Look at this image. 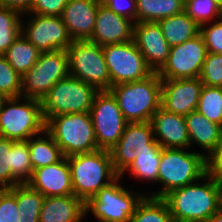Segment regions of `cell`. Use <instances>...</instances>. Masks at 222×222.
I'll return each mask as SVG.
<instances>
[{
    "instance_id": "6da1fadb",
    "label": "cell",
    "mask_w": 222,
    "mask_h": 222,
    "mask_svg": "<svg viewBox=\"0 0 222 222\" xmlns=\"http://www.w3.org/2000/svg\"><path fill=\"white\" fill-rule=\"evenodd\" d=\"M163 199L175 222H208L222 207V182L207 173L194 183L172 190Z\"/></svg>"
},
{
    "instance_id": "7a4b0ae2",
    "label": "cell",
    "mask_w": 222,
    "mask_h": 222,
    "mask_svg": "<svg viewBox=\"0 0 222 222\" xmlns=\"http://www.w3.org/2000/svg\"><path fill=\"white\" fill-rule=\"evenodd\" d=\"M73 195L86 202L101 188L108 186L120 175L115 171L108 150L76 154L67 157Z\"/></svg>"
},
{
    "instance_id": "3957f363",
    "label": "cell",
    "mask_w": 222,
    "mask_h": 222,
    "mask_svg": "<svg viewBox=\"0 0 222 222\" xmlns=\"http://www.w3.org/2000/svg\"><path fill=\"white\" fill-rule=\"evenodd\" d=\"M186 149L162 148L158 168V182L164 187L153 191L152 197L163 198L174 189L202 179L207 174V159L204 153Z\"/></svg>"
},
{
    "instance_id": "277c9868",
    "label": "cell",
    "mask_w": 222,
    "mask_h": 222,
    "mask_svg": "<svg viewBox=\"0 0 222 222\" xmlns=\"http://www.w3.org/2000/svg\"><path fill=\"white\" fill-rule=\"evenodd\" d=\"M128 123L151 121L161 107V78L153 72L143 80L122 83L109 90Z\"/></svg>"
},
{
    "instance_id": "5b68a950",
    "label": "cell",
    "mask_w": 222,
    "mask_h": 222,
    "mask_svg": "<svg viewBox=\"0 0 222 222\" xmlns=\"http://www.w3.org/2000/svg\"><path fill=\"white\" fill-rule=\"evenodd\" d=\"M45 130L53 137L65 157L98 150L89 112L51 117Z\"/></svg>"
},
{
    "instance_id": "8992f818",
    "label": "cell",
    "mask_w": 222,
    "mask_h": 222,
    "mask_svg": "<svg viewBox=\"0 0 222 222\" xmlns=\"http://www.w3.org/2000/svg\"><path fill=\"white\" fill-rule=\"evenodd\" d=\"M45 124L41 101L38 99L24 96L10 97L0 110L2 138L25 141L44 132Z\"/></svg>"
},
{
    "instance_id": "52a82bcc",
    "label": "cell",
    "mask_w": 222,
    "mask_h": 222,
    "mask_svg": "<svg viewBox=\"0 0 222 222\" xmlns=\"http://www.w3.org/2000/svg\"><path fill=\"white\" fill-rule=\"evenodd\" d=\"M99 90L78 78L61 79L41 100L45 123L54 116L89 112Z\"/></svg>"
},
{
    "instance_id": "ba28073f",
    "label": "cell",
    "mask_w": 222,
    "mask_h": 222,
    "mask_svg": "<svg viewBox=\"0 0 222 222\" xmlns=\"http://www.w3.org/2000/svg\"><path fill=\"white\" fill-rule=\"evenodd\" d=\"M121 176L101 188L85 202V215L91 210L95 219L107 222H129L146 193L130 192L120 185Z\"/></svg>"
},
{
    "instance_id": "9c48e42d",
    "label": "cell",
    "mask_w": 222,
    "mask_h": 222,
    "mask_svg": "<svg viewBox=\"0 0 222 222\" xmlns=\"http://www.w3.org/2000/svg\"><path fill=\"white\" fill-rule=\"evenodd\" d=\"M70 76L99 91L111 89V79L102 46L89 40H74L66 50Z\"/></svg>"
},
{
    "instance_id": "30bf717a",
    "label": "cell",
    "mask_w": 222,
    "mask_h": 222,
    "mask_svg": "<svg viewBox=\"0 0 222 222\" xmlns=\"http://www.w3.org/2000/svg\"><path fill=\"white\" fill-rule=\"evenodd\" d=\"M69 75L65 50L40 53L35 65L22 76V96L41 101L55 83Z\"/></svg>"
},
{
    "instance_id": "8fae6325",
    "label": "cell",
    "mask_w": 222,
    "mask_h": 222,
    "mask_svg": "<svg viewBox=\"0 0 222 222\" xmlns=\"http://www.w3.org/2000/svg\"><path fill=\"white\" fill-rule=\"evenodd\" d=\"M98 150L110 151L121 138L126 124L117 100L109 90L99 91L89 111Z\"/></svg>"
},
{
    "instance_id": "7c38bea8",
    "label": "cell",
    "mask_w": 222,
    "mask_h": 222,
    "mask_svg": "<svg viewBox=\"0 0 222 222\" xmlns=\"http://www.w3.org/2000/svg\"><path fill=\"white\" fill-rule=\"evenodd\" d=\"M102 48L110 74L111 87L143 80L153 73L134 41L107 44Z\"/></svg>"
},
{
    "instance_id": "4fadbf2b",
    "label": "cell",
    "mask_w": 222,
    "mask_h": 222,
    "mask_svg": "<svg viewBox=\"0 0 222 222\" xmlns=\"http://www.w3.org/2000/svg\"><path fill=\"white\" fill-rule=\"evenodd\" d=\"M207 54L201 34L173 47L166 64L158 72L161 79H191L200 76Z\"/></svg>"
},
{
    "instance_id": "5bb4252c",
    "label": "cell",
    "mask_w": 222,
    "mask_h": 222,
    "mask_svg": "<svg viewBox=\"0 0 222 222\" xmlns=\"http://www.w3.org/2000/svg\"><path fill=\"white\" fill-rule=\"evenodd\" d=\"M32 15L25 25L24 21L21 22L23 36L41 53L55 50L66 51L73 40L61 16Z\"/></svg>"
},
{
    "instance_id": "9a60e30c",
    "label": "cell",
    "mask_w": 222,
    "mask_h": 222,
    "mask_svg": "<svg viewBox=\"0 0 222 222\" xmlns=\"http://www.w3.org/2000/svg\"><path fill=\"white\" fill-rule=\"evenodd\" d=\"M155 142L150 121L127 123L121 138L109 151L115 171L121 175L142 149L150 148Z\"/></svg>"
},
{
    "instance_id": "2e32d148",
    "label": "cell",
    "mask_w": 222,
    "mask_h": 222,
    "mask_svg": "<svg viewBox=\"0 0 222 222\" xmlns=\"http://www.w3.org/2000/svg\"><path fill=\"white\" fill-rule=\"evenodd\" d=\"M203 83L191 79H161V107L168 112L186 116L196 111Z\"/></svg>"
},
{
    "instance_id": "e0dca14e",
    "label": "cell",
    "mask_w": 222,
    "mask_h": 222,
    "mask_svg": "<svg viewBox=\"0 0 222 222\" xmlns=\"http://www.w3.org/2000/svg\"><path fill=\"white\" fill-rule=\"evenodd\" d=\"M133 41L143 54L148 67L153 72H159L168 60L170 46L158 22L135 23Z\"/></svg>"
},
{
    "instance_id": "ac0fdd59",
    "label": "cell",
    "mask_w": 222,
    "mask_h": 222,
    "mask_svg": "<svg viewBox=\"0 0 222 222\" xmlns=\"http://www.w3.org/2000/svg\"><path fill=\"white\" fill-rule=\"evenodd\" d=\"M135 22L116 14L102 3L98 6L95 29L89 39L100 46L133 41Z\"/></svg>"
},
{
    "instance_id": "d6986e66",
    "label": "cell",
    "mask_w": 222,
    "mask_h": 222,
    "mask_svg": "<svg viewBox=\"0 0 222 222\" xmlns=\"http://www.w3.org/2000/svg\"><path fill=\"white\" fill-rule=\"evenodd\" d=\"M44 197L73 195L72 179L67 157L59 162L33 170L27 183Z\"/></svg>"
},
{
    "instance_id": "ffe728a7",
    "label": "cell",
    "mask_w": 222,
    "mask_h": 222,
    "mask_svg": "<svg viewBox=\"0 0 222 222\" xmlns=\"http://www.w3.org/2000/svg\"><path fill=\"white\" fill-rule=\"evenodd\" d=\"M100 4L101 0H68L61 18L73 41L91 38Z\"/></svg>"
},
{
    "instance_id": "44dd1931",
    "label": "cell",
    "mask_w": 222,
    "mask_h": 222,
    "mask_svg": "<svg viewBox=\"0 0 222 222\" xmlns=\"http://www.w3.org/2000/svg\"><path fill=\"white\" fill-rule=\"evenodd\" d=\"M150 122L154 138L162 148L190 149L184 116L168 112L160 107L153 114Z\"/></svg>"
},
{
    "instance_id": "7402d4cb",
    "label": "cell",
    "mask_w": 222,
    "mask_h": 222,
    "mask_svg": "<svg viewBox=\"0 0 222 222\" xmlns=\"http://www.w3.org/2000/svg\"><path fill=\"white\" fill-rule=\"evenodd\" d=\"M85 202L74 195L45 197L39 222H82Z\"/></svg>"
},
{
    "instance_id": "603a6c76",
    "label": "cell",
    "mask_w": 222,
    "mask_h": 222,
    "mask_svg": "<svg viewBox=\"0 0 222 222\" xmlns=\"http://www.w3.org/2000/svg\"><path fill=\"white\" fill-rule=\"evenodd\" d=\"M187 126L190 147L197 144L203 148L204 155L208 157L215 149L222 133V126L208 120L197 111L184 116ZM195 143V144H194ZM193 144V145H192Z\"/></svg>"
},
{
    "instance_id": "cb8c5ba5",
    "label": "cell",
    "mask_w": 222,
    "mask_h": 222,
    "mask_svg": "<svg viewBox=\"0 0 222 222\" xmlns=\"http://www.w3.org/2000/svg\"><path fill=\"white\" fill-rule=\"evenodd\" d=\"M170 47L179 45L200 34L198 25L185 11L158 21Z\"/></svg>"
},
{
    "instance_id": "d4e9b609",
    "label": "cell",
    "mask_w": 222,
    "mask_h": 222,
    "mask_svg": "<svg viewBox=\"0 0 222 222\" xmlns=\"http://www.w3.org/2000/svg\"><path fill=\"white\" fill-rule=\"evenodd\" d=\"M27 141L33 170L59 162L64 157L60 147L46 130Z\"/></svg>"
},
{
    "instance_id": "484cf974",
    "label": "cell",
    "mask_w": 222,
    "mask_h": 222,
    "mask_svg": "<svg viewBox=\"0 0 222 222\" xmlns=\"http://www.w3.org/2000/svg\"><path fill=\"white\" fill-rule=\"evenodd\" d=\"M185 0H136V23L158 22L184 11Z\"/></svg>"
},
{
    "instance_id": "4316f807",
    "label": "cell",
    "mask_w": 222,
    "mask_h": 222,
    "mask_svg": "<svg viewBox=\"0 0 222 222\" xmlns=\"http://www.w3.org/2000/svg\"><path fill=\"white\" fill-rule=\"evenodd\" d=\"M40 51L22 33L3 54L12 68L23 76L38 61Z\"/></svg>"
},
{
    "instance_id": "83f0119b",
    "label": "cell",
    "mask_w": 222,
    "mask_h": 222,
    "mask_svg": "<svg viewBox=\"0 0 222 222\" xmlns=\"http://www.w3.org/2000/svg\"><path fill=\"white\" fill-rule=\"evenodd\" d=\"M162 147L155 142L150 148L142 149L139 156L134 162L120 175L121 177L127 171L139 181L146 180L150 182H158V168L160 164Z\"/></svg>"
},
{
    "instance_id": "f1b7e54d",
    "label": "cell",
    "mask_w": 222,
    "mask_h": 222,
    "mask_svg": "<svg viewBox=\"0 0 222 222\" xmlns=\"http://www.w3.org/2000/svg\"><path fill=\"white\" fill-rule=\"evenodd\" d=\"M129 222H175L163 198L145 195Z\"/></svg>"
},
{
    "instance_id": "f546056e",
    "label": "cell",
    "mask_w": 222,
    "mask_h": 222,
    "mask_svg": "<svg viewBox=\"0 0 222 222\" xmlns=\"http://www.w3.org/2000/svg\"><path fill=\"white\" fill-rule=\"evenodd\" d=\"M44 196L28 184L16 185V202L20 222H39Z\"/></svg>"
},
{
    "instance_id": "4dcf8cb0",
    "label": "cell",
    "mask_w": 222,
    "mask_h": 222,
    "mask_svg": "<svg viewBox=\"0 0 222 222\" xmlns=\"http://www.w3.org/2000/svg\"><path fill=\"white\" fill-rule=\"evenodd\" d=\"M33 175L28 141H14L12 145V187L27 184Z\"/></svg>"
},
{
    "instance_id": "1f68e13d",
    "label": "cell",
    "mask_w": 222,
    "mask_h": 222,
    "mask_svg": "<svg viewBox=\"0 0 222 222\" xmlns=\"http://www.w3.org/2000/svg\"><path fill=\"white\" fill-rule=\"evenodd\" d=\"M196 111L222 126V87L203 85Z\"/></svg>"
},
{
    "instance_id": "d6a6232c",
    "label": "cell",
    "mask_w": 222,
    "mask_h": 222,
    "mask_svg": "<svg viewBox=\"0 0 222 222\" xmlns=\"http://www.w3.org/2000/svg\"><path fill=\"white\" fill-rule=\"evenodd\" d=\"M20 16V17H19ZM21 14L0 6V55H3L21 33Z\"/></svg>"
},
{
    "instance_id": "836d02e7",
    "label": "cell",
    "mask_w": 222,
    "mask_h": 222,
    "mask_svg": "<svg viewBox=\"0 0 222 222\" xmlns=\"http://www.w3.org/2000/svg\"><path fill=\"white\" fill-rule=\"evenodd\" d=\"M184 11L200 26L222 18V9L214 0H185Z\"/></svg>"
},
{
    "instance_id": "e575fe53",
    "label": "cell",
    "mask_w": 222,
    "mask_h": 222,
    "mask_svg": "<svg viewBox=\"0 0 222 222\" xmlns=\"http://www.w3.org/2000/svg\"><path fill=\"white\" fill-rule=\"evenodd\" d=\"M0 92L7 98L22 96V76L0 55Z\"/></svg>"
},
{
    "instance_id": "d590c367",
    "label": "cell",
    "mask_w": 222,
    "mask_h": 222,
    "mask_svg": "<svg viewBox=\"0 0 222 222\" xmlns=\"http://www.w3.org/2000/svg\"><path fill=\"white\" fill-rule=\"evenodd\" d=\"M199 78L203 85L222 87V54L207 52Z\"/></svg>"
},
{
    "instance_id": "8d00e7d4",
    "label": "cell",
    "mask_w": 222,
    "mask_h": 222,
    "mask_svg": "<svg viewBox=\"0 0 222 222\" xmlns=\"http://www.w3.org/2000/svg\"><path fill=\"white\" fill-rule=\"evenodd\" d=\"M14 140L0 137V189L12 187V145Z\"/></svg>"
},
{
    "instance_id": "74e56055",
    "label": "cell",
    "mask_w": 222,
    "mask_h": 222,
    "mask_svg": "<svg viewBox=\"0 0 222 222\" xmlns=\"http://www.w3.org/2000/svg\"><path fill=\"white\" fill-rule=\"evenodd\" d=\"M0 222H20L16 185L9 189H0Z\"/></svg>"
},
{
    "instance_id": "f35d334b",
    "label": "cell",
    "mask_w": 222,
    "mask_h": 222,
    "mask_svg": "<svg viewBox=\"0 0 222 222\" xmlns=\"http://www.w3.org/2000/svg\"><path fill=\"white\" fill-rule=\"evenodd\" d=\"M200 34L203 37L207 52L222 54V18L210 22V24L202 25Z\"/></svg>"
},
{
    "instance_id": "ab89813d",
    "label": "cell",
    "mask_w": 222,
    "mask_h": 222,
    "mask_svg": "<svg viewBox=\"0 0 222 222\" xmlns=\"http://www.w3.org/2000/svg\"><path fill=\"white\" fill-rule=\"evenodd\" d=\"M68 0H34L31 6L30 14L44 16H61Z\"/></svg>"
},
{
    "instance_id": "60d3db41",
    "label": "cell",
    "mask_w": 222,
    "mask_h": 222,
    "mask_svg": "<svg viewBox=\"0 0 222 222\" xmlns=\"http://www.w3.org/2000/svg\"><path fill=\"white\" fill-rule=\"evenodd\" d=\"M101 3L109 10L136 23V0H101Z\"/></svg>"
},
{
    "instance_id": "b9f144b4",
    "label": "cell",
    "mask_w": 222,
    "mask_h": 222,
    "mask_svg": "<svg viewBox=\"0 0 222 222\" xmlns=\"http://www.w3.org/2000/svg\"><path fill=\"white\" fill-rule=\"evenodd\" d=\"M207 159V173L211 174L217 181L222 182V133L215 149Z\"/></svg>"
},
{
    "instance_id": "7bdbcfd3",
    "label": "cell",
    "mask_w": 222,
    "mask_h": 222,
    "mask_svg": "<svg viewBox=\"0 0 222 222\" xmlns=\"http://www.w3.org/2000/svg\"><path fill=\"white\" fill-rule=\"evenodd\" d=\"M34 0H0V6L10 8L20 14H27L31 10Z\"/></svg>"
},
{
    "instance_id": "ee69618b",
    "label": "cell",
    "mask_w": 222,
    "mask_h": 222,
    "mask_svg": "<svg viewBox=\"0 0 222 222\" xmlns=\"http://www.w3.org/2000/svg\"><path fill=\"white\" fill-rule=\"evenodd\" d=\"M208 222H222V207L210 217Z\"/></svg>"
},
{
    "instance_id": "f6af8a7d",
    "label": "cell",
    "mask_w": 222,
    "mask_h": 222,
    "mask_svg": "<svg viewBox=\"0 0 222 222\" xmlns=\"http://www.w3.org/2000/svg\"><path fill=\"white\" fill-rule=\"evenodd\" d=\"M6 99H7V97L0 92V110L2 109V106H3L4 102L6 101Z\"/></svg>"
},
{
    "instance_id": "bcb514c9",
    "label": "cell",
    "mask_w": 222,
    "mask_h": 222,
    "mask_svg": "<svg viewBox=\"0 0 222 222\" xmlns=\"http://www.w3.org/2000/svg\"><path fill=\"white\" fill-rule=\"evenodd\" d=\"M214 2L222 9V0H214Z\"/></svg>"
}]
</instances>
